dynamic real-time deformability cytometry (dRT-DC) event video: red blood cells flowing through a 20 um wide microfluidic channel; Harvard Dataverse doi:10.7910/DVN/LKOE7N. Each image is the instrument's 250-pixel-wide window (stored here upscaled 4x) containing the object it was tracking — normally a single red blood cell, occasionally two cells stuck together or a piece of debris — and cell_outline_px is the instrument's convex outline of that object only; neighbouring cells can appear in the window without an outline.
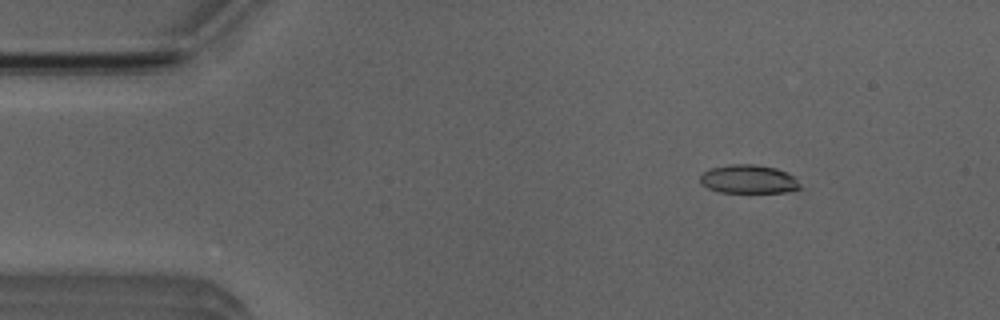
{"species": "Egyptian fruit bat (a non-hibernating species)", "species_latin": "Rousettus aegyptiacus", "temperature_condition": "room temperature", "stored_images_in_passage": 53, "camera_frame_rate_fps": 3000, "um_per_image_px": 0.085, "animal": {"sex": "male"}, "frame": {"image": 1, "passage_image": 7, "time_ms": 2.0, "image_size_px": [1000, 320], "cell_outline_px": [[800, 188], [784, 192], [720, 192], [708, 188], [700, 184], [700, 176], [708, 168], [728, 164], [756, 164], [776, 168], [788, 172], [796, 176], [800, 184]], "centroid_in_image_um": [63.62, 15.21], "position_along_channel_um": 21.4, "area_um2": 16.88}}
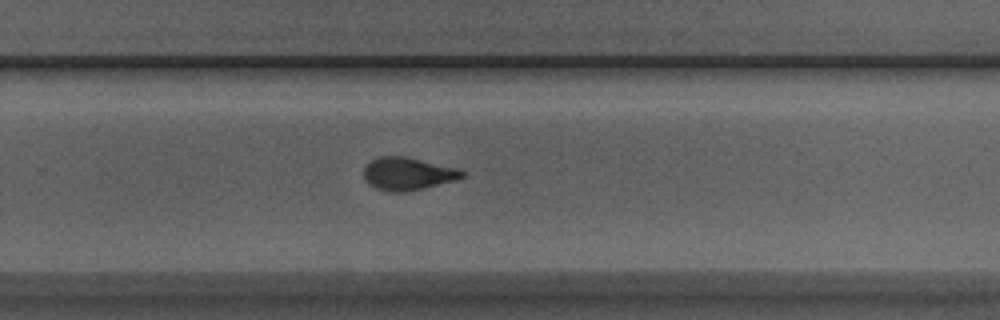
{"frame": {"image": 2, "passage_image": 34, "time_ms": 11.0, "image_size_px": [1000, 320], "cell_outline_px": [[464, 176], [456, 180], [424, 188], [400, 192], [396, 192], [376, 188], [368, 184], [364, 180], [364, 168], [376, 156], [404, 156], [456, 168], [464, 172]], "centroid_in_image_um": [34.63, 14.76], "position_along_channel_um": 295.2, "area_um2": 18.5}}
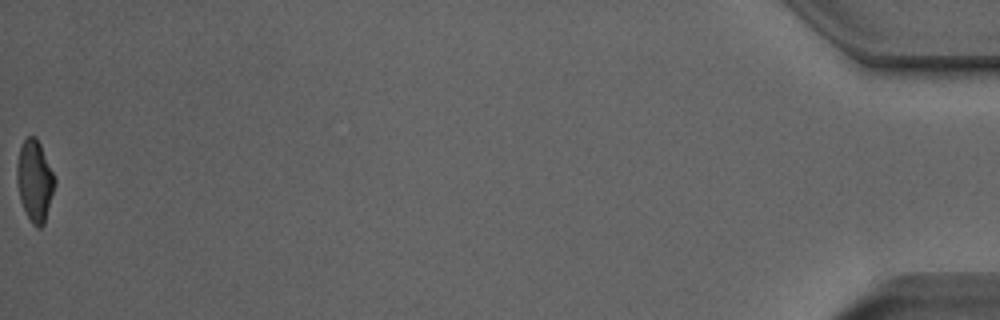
{"frame": {"image": 3, "passage_image": 53, "time_ms": 17.333, "image_size_px": [1000, 320], "cell_outline_px": [[56, 184], [44, 224], [40, 228], [36, 228], [32, 224], [20, 200], [16, 180], [16, 164], [20, 148], [24, 140], [28, 136], [36, 136], [40, 144], [56, 180]], "centroid_in_image_um": [2.94, 15.38], "position_along_channel_um": 432.3, "area_um2": 17.92}, "authors_computed_cell_mechanics": {"area_um2": 18.1492, "velocity_mm_per_s": 3.8815, "shape_relaxation_time_tau1_ms": 7.8088, "shape_relaxation_time_tau2_ms": 1.7246, "deformation_change_tau1": 0.2239, "deformation_change_tau2": 0.0931}}